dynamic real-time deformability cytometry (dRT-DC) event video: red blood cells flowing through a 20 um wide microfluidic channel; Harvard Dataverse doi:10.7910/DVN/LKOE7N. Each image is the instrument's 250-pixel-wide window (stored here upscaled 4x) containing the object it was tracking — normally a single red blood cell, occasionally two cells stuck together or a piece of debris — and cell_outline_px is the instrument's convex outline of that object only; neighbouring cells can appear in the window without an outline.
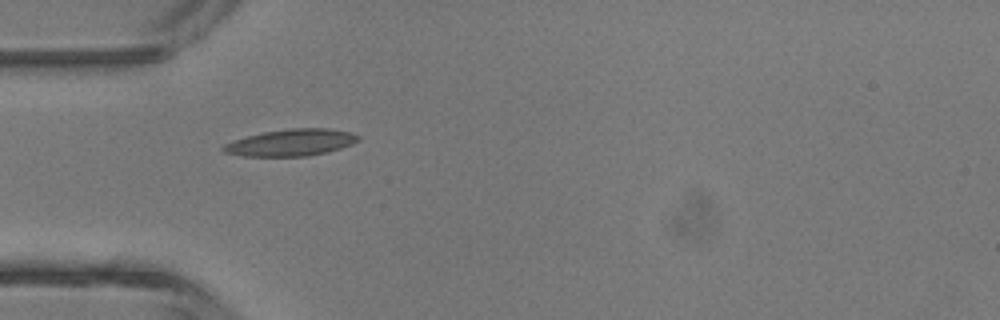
{"species": "common noctule bat (a hibernating species)", "species_latin": "Nyctalus noctula", "temperature_condition": "room temperature", "stored_images_in_passage": 2, "camera_frame_rate_fps": 3000, "um_per_image_px": 0.085, "animal": {"sex": "male", "body_mass_g": 13.3}, "frame": {"image": 1, "passage_image": 1, "time_ms": 0.0, "image_size_px": [1000, 320], "cell_outline_px": [[360, 140], [352, 144], [328, 152], [308, 156], [244, 156], [224, 152], [220, 148], [224, 144], [232, 140], [264, 132], [292, 128], [328, 128], [352, 132], [360, 136]], "centroid_in_image_um": [24.76, 12.11], "position_along_channel_um": 60.2, "area_um2": 21.1}}
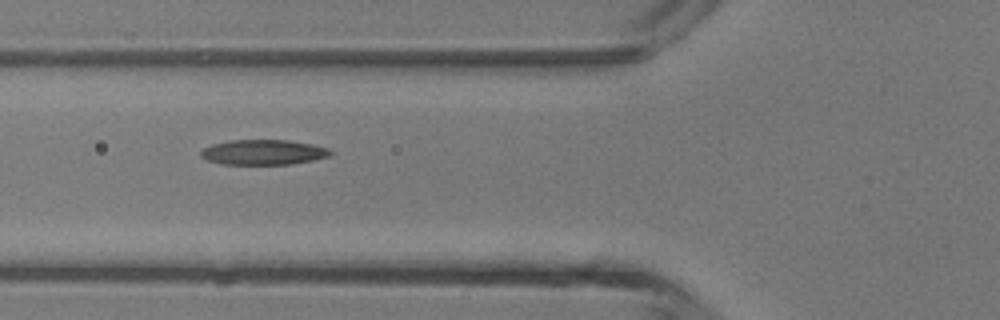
{"frame": {"image": 2, "passage_image": 2, "time_ms": 1.0, "image_size_px": [1000, 320], "cell_outline_px": [[332, 152], [328, 156], [312, 160], [292, 164], [220, 164], [208, 160], [200, 156], [200, 152], [204, 148], [212, 144], [232, 140], [288, 140], [312, 144], [328, 148]], "centroid_in_image_um": [22.37, 12.94], "position_along_channel_um": 103.4, "area_um2": 18.84}}